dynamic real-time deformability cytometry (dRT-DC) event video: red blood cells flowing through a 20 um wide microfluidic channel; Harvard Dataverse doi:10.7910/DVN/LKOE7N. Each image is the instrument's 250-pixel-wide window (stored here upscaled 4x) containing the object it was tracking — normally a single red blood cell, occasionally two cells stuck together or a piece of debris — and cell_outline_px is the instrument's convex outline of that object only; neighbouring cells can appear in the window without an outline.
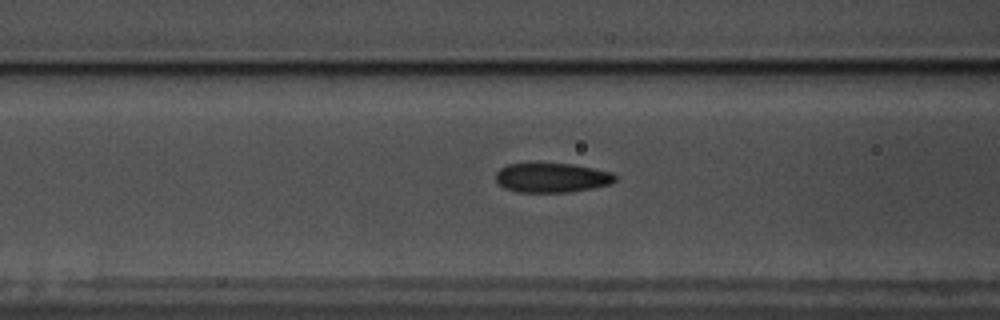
{"species": "common noctule bat (a hibernating species)", "species_latin": "Nyctalus noctula", "temperature_condition": "warm", "stored_images_in_passage": 15, "camera_frame_rate_fps": 3000, "um_per_image_px": 0.085, "animal": {"sex": "male", "body_mass_g": 17.5, "forearm_length_mm": 52.3}, "frame": {"image": 1, "passage_image": 13, "time_ms": 4.0, "image_size_px": [1000, 320], "cell_outline_px": [[616, 180], [612, 184], [572, 192], [516, 192], [504, 188], [496, 180], [496, 172], [500, 168], [508, 164], [572, 164], [612, 172], [616, 176]], "centroid_in_image_um": [46.92, 15.12], "position_along_channel_um": 119.7, "area_um2": 20.46}}